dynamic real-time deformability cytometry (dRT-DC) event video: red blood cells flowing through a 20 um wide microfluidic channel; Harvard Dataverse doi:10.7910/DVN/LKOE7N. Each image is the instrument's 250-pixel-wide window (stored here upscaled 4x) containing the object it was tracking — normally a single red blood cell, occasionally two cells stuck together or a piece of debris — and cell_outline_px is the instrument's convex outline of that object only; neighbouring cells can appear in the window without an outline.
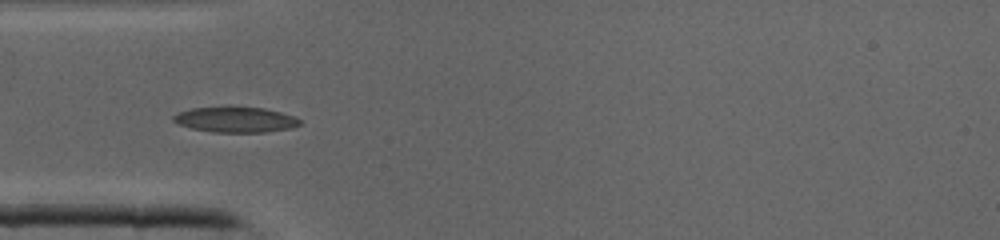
{"species": "common noctule bat (a hibernating species)", "species_latin": "Nyctalus noctula", "temperature_condition": "cold", "stored_images_in_passage": 30, "camera_frame_rate_fps": 3000, "um_per_image_px": 0.085, "animal": {"sex": "male", "body_mass_g": 19.0, "forearm_length_mm": 50.8}, "frame": {"image": 1, "passage_image": 1, "time_ms": 0.0, "image_size_px": [1000, 240], "cell_outline_px": [[304, 124], [288, 128], [264, 132], [212, 132], [192, 128], [176, 124], [172, 120], [172, 116], [176, 112], [192, 108], [224, 104], [264, 108], [296, 116]], "centroid_in_image_um": [19.96, 10.12], "position_along_channel_um": 65.0, "area_um2": 19.59}}
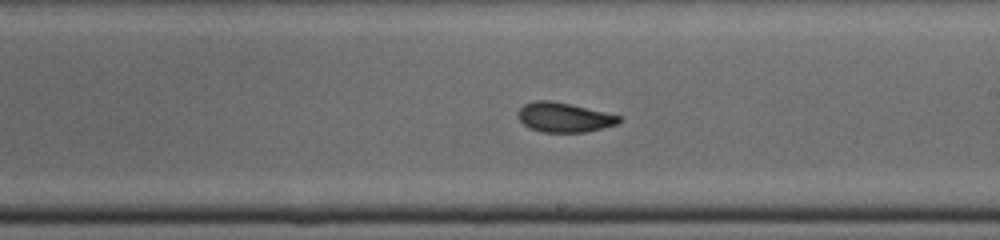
{"frame": {"image": 2, "passage_image": 12, "time_ms": 3.667, "image_size_px": [1000, 240], "cell_outline_px": [[620, 120], [616, 124], [584, 132], [540, 132], [528, 128], [520, 120], [520, 108], [524, 104], [536, 100], [552, 100], [604, 112], [620, 116]], "centroid_in_image_um": [47.91, 9.97], "position_along_channel_um": 241.1, "area_um2": 17.05}}
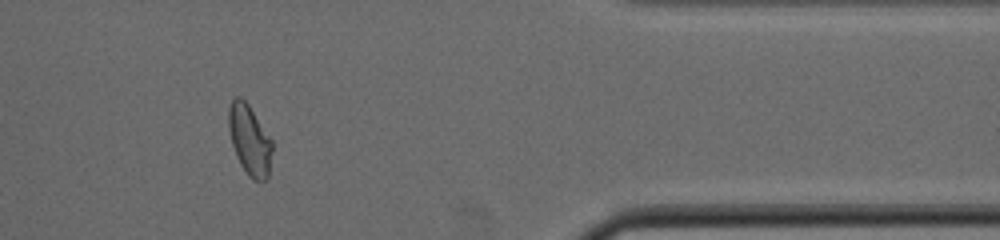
{"frame": {"image": 3, "passage_image": 23, "time_ms": 7.333, "image_size_px": [1000, 240], "cell_outline_px": [[272, 152], [268, 176], [264, 180], [252, 180], [248, 176], [240, 164], [236, 156], [232, 144], [228, 128], [228, 108], [232, 100], [236, 96], [240, 96], [248, 104], [272, 140]], "centroid_in_image_um": [21.2, 11.89], "position_along_channel_um": 390.2, "area_um2": 17.8}}